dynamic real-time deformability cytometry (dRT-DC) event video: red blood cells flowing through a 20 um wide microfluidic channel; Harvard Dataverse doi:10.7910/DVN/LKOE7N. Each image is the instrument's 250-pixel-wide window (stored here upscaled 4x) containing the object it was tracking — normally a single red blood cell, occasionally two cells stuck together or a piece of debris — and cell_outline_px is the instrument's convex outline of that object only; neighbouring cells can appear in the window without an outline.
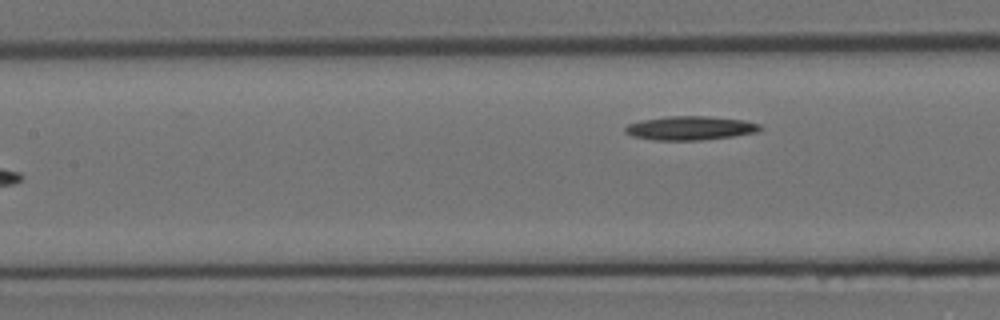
{"species": "Egyptian fruit bat (a non-hibernating species)", "species_latin": "Rousettus aegyptiacus", "temperature_condition": "room temperature", "stored_images_in_passage": 8, "segment_of_instrument_passage": [2, 2], "camera_frame_rate_fps": 3000, "um_per_image_px": 0.085, "animal": {"sex": "female"}, "frame": {"image": 1, "passage_image": 8, "time_ms": 2.333, "image_size_px": [1000, 320], "cell_outline_px": [[764, 128], [760, 132], [732, 136], [700, 140], [656, 140], [632, 136], [624, 132], [624, 128], [628, 124], [644, 120], [668, 116], [708, 116], [744, 120], [760, 124]], "centroid_in_image_um": [58.72, 10.88], "position_along_channel_um": 148.7, "area_um2": 18.79}}